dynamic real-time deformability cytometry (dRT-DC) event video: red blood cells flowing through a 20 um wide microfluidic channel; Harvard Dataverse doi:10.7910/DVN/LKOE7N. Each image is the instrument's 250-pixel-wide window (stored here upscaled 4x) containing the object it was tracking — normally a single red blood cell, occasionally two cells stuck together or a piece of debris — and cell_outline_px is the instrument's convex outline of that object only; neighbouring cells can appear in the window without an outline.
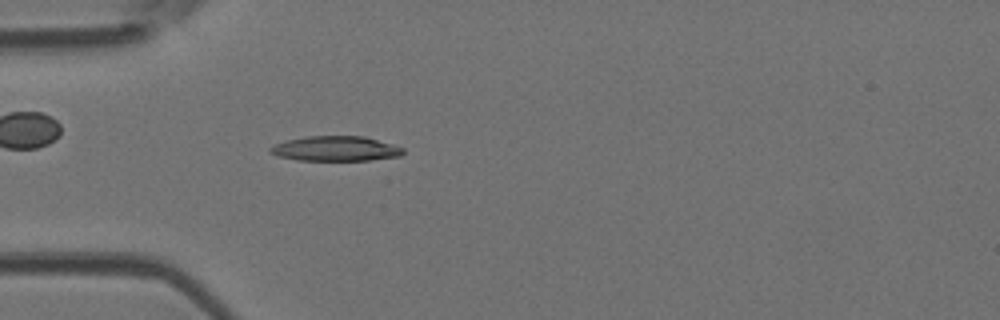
{"species": "Egyptian fruit bat (a non-hibernating species)", "species_latin": "Rousettus aegyptiacus", "temperature_condition": "room temperature", "stored_images_in_passage": 3, "camera_frame_rate_fps": 3000, "um_per_image_px": 0.085, "animal": {"sex": "female"}, "frame": {"image": 1, "passage_image": 3, "time_ms": 0.667, "image_size_px": [1000, 320], "cell_outline_px": [[404, 152], [400, 156], [368, 160], [296, 160], [276, 156], [268, 152], [268, 148], [276, 144], [288, 140], [304, 136], [364, 136], [392, 144], [404, 148]], "centroid_in_image_um": [28.49, 12.63], "position_along_channel_um": 56.5, "area_um2": 19.31}}